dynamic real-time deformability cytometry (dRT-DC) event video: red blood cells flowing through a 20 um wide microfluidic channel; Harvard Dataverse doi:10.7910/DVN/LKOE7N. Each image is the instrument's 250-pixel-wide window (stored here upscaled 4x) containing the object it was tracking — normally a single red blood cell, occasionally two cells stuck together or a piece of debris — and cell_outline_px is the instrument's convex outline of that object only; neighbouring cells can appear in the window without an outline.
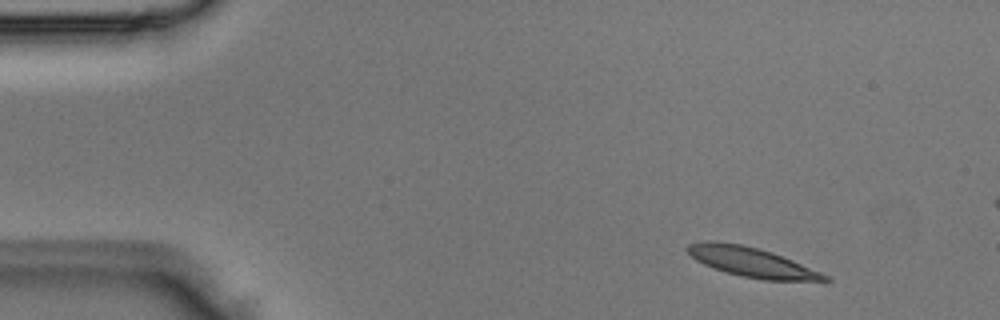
{"species": "Egyptian fruit bat (a non-hibernating species)", "species_latin": "Rousettus aegyptiacus", "temperature_condition": "room temperature", "stored_images_in_passage": 3, "camera_frame_rate_fps": 3000, "um_per_image_px": 0.085, "animal": {"sex": "male"}, "frame": {"image": 1, "passage_image": 1, "time_ms": 0.0, "image_size_px": [1000, 320], "cell_outline_px": [[832, 280], [764, 280], [740, 276], [704, 264], [696, 260], [684, 248], [688, 244], [704, 240], [716, 240], [740, 244], [772, 252], [792, 260], [820, 272], [828, 276]], "centroid_in_image_um": [63.82, 22.25], "position_along_channel_um": 21.2, "area_um2": 23.29}}